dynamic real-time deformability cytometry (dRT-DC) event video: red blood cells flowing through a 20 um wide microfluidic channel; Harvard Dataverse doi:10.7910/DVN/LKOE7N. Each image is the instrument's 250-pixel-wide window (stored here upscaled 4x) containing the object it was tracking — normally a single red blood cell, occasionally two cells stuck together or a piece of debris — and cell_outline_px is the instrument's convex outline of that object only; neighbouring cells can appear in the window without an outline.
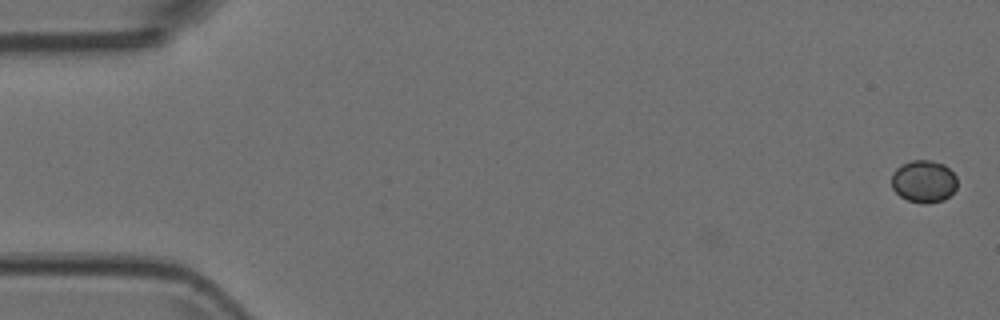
{"species": "Egyptian fruit bat (a non-hibernating species)", "species_latin": "Rousettus aegyptiacus", "temperature_condition": "room temperature", "stored_images_in_passage": 3, "camera_frame_rate_fps": 3000, "um_per_image_px": 0.085, "animal": {"sex": "female"}, "frame": {"image": 1, "passage_image": 1, "time_ms": 0.0, "image_size_px": [1000, 320], "cell_outline_px": [[956, 188], [944, 200], [928, 204], [924, 204], [908, 200], [900, 196], [892, 188], [892, 172], [896, 168], [912, 160], [932, 160], [944, 164], [956, 176]], "centroid_in_image_um": [78.51, 15.42], "position_along_channel_um": 6.5, "area_um2": 16.18}}